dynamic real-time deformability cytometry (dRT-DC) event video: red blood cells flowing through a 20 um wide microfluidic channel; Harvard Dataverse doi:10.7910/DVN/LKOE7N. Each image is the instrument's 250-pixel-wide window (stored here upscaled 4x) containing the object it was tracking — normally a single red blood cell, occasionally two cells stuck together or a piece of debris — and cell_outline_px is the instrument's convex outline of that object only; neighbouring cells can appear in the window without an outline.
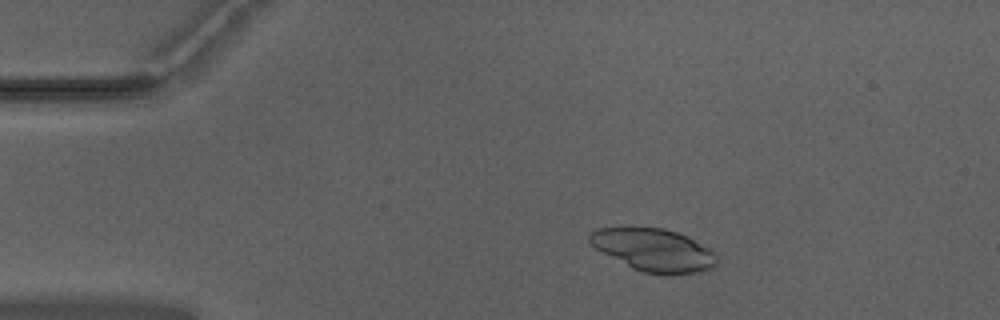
{"species": "Egyptian fruit bat (a non-hibernating species)", "species_latin": "Rousettus aegyptiacus", "temperature_condition": "warm", "stored_images_in_passage": 51, "camera_frame_rate_fps": 3000, "um_per_image_px": 0.085, "animal": {"sex": "male"}, "frame": {"image": 1, "passage_image": 8, "time_ms": 2.333, "image_size_px": [1000, 320], "cell_outline_px": [[716, 264], [712, 268], [696, 272], [644, 272], [596, 248], [588, 240], [588, 232], [596, 228], [628, 224], [632, 224], [664, 228], [688, 236], [716, 252]], "centroid_in_image_um": [55.52, 21.13], "position_along_channel_um": 29.5, "area_um2": 31.5}}